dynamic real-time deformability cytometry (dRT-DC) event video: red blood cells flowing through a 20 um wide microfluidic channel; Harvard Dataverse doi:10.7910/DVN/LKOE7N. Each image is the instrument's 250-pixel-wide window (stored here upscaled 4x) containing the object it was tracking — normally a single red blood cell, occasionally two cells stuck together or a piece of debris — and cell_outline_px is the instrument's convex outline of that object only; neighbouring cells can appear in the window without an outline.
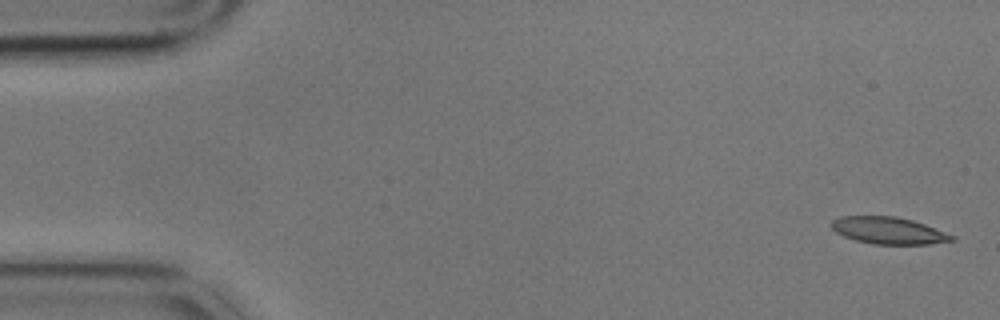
{"species": "common noctule bat (a hibernating species)", "species_latin": "Nyctalus noctula", "temperature_condition": "cold", "stored_images_in_passage": 3, "camera_frame_rate_fps": 3000, "um_per_image_px": 0.085, "animal": {"sex": "male", "body_mass_g": 17.9}, "frame": {"image": 1, "passage_image": 1, "time_ms": 0.0, "image_size_px": [1000, 320], "cell_outline_px": [[956, 240], [928, 244], [872, 244], [856, 240], [844, 236], [836, 232], [832, 228], [832, 220], [840, 216], [896, 216], [912, 220], [924, 224], [956, 236]], "centroid_in_image_um": [75.54, 19.59], "position_along_channel_um": 9.5, "area_um2": 18.84}}